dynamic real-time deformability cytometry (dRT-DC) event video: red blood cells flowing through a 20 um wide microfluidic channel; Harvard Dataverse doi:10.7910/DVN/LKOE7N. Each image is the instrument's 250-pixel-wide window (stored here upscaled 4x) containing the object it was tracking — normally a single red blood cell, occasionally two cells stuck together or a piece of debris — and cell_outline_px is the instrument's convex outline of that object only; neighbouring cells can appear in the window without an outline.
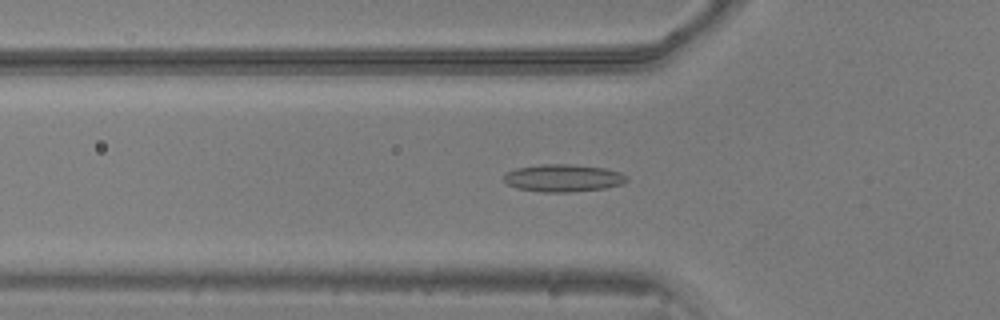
{"species": "common noctule bat (a hibernating species)", "species_latin": "Nyctalus noctula", "temperature_condition": "warm", "stored_images_in_passage": 45, "camera_frame_rate_fps": 3000, "um_per_image_px": 0.085, "animal": {"sex": "male", "body_mass_g": 20.5, "forearm_length_mm": 52.5}, "frame": {"image": 1, "passage_image": 10, "time_ms": 3.0, "image_size_px": [1000, 320], "cell_outline_px": [[628, 180], [624, 184], [604, 188], [568, 192], [544, 192], [516, 188], [508, 184], [504, 180], [504, 176], [508, 172], [516, 168], [540, 164], [572, 164], [604, 168], [620, 172], [628, 176]], "centroid_in_image_um": [47.9, 15.13], "position_along_channel_um": 77.9, "area_um2": 19.65}}
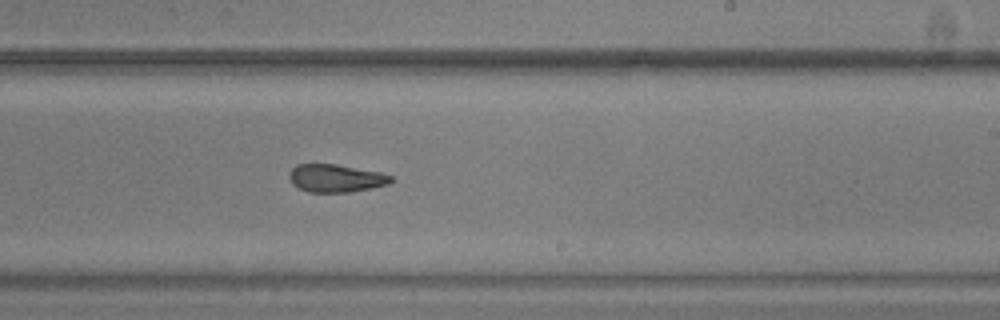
{"frame": {"image": 2, "passage_image": 24, "time_ms": 7.667, "image_size_px": [1000, 320], "cell_outline_px": [[396, 180], [388, 184], [372, 188], [352, 192], [308, 192], [292, 184], [288, 176], [288, 172], [296, 164], [336, 164], [380, 172], [392, 176]], "centroid_in_image_um": [28.55, 15.15], "position_along_channel_um": 260.4, "area_um2": 16.7}}
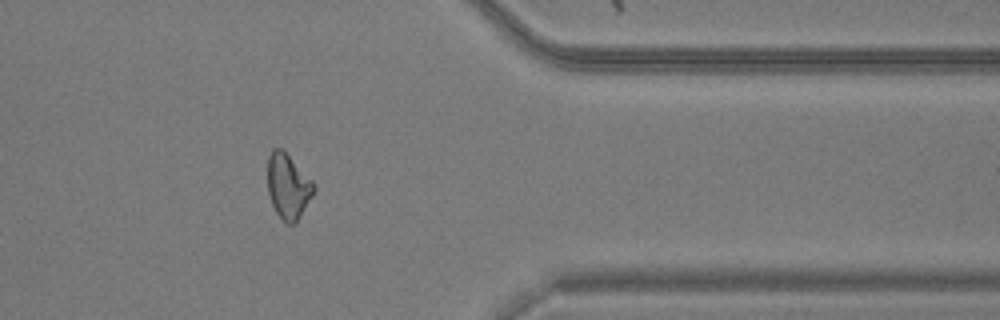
{"frame": {"image": 3, "passage_image": 35, "time_ms": 11.333, "image_size_px": [1000, 320], "cell_outline_px": [[316, 188], [312, 196], [296, 224], [288, 224], [276, 212], [272, 204], [268, 192], [268, 156], [272, 148], [284, 148], [316, 184]], "centroid_in_image_um": [24.51, 15.79], "position_along_channel_um": 386.9, "area_um2": 17.8}, "authors_computed_cell_mechanics": {"area_um2": 17.6868, "velocity_mm_per_s": 3.8867, "shape_relaxation_time_tau1_ms": 10.4726, "shape_relaxation_time_tau2_ms": 2.2614, "deformation_change_tau1": 0.1811, "deformation_change_tau2": 0.0993}}